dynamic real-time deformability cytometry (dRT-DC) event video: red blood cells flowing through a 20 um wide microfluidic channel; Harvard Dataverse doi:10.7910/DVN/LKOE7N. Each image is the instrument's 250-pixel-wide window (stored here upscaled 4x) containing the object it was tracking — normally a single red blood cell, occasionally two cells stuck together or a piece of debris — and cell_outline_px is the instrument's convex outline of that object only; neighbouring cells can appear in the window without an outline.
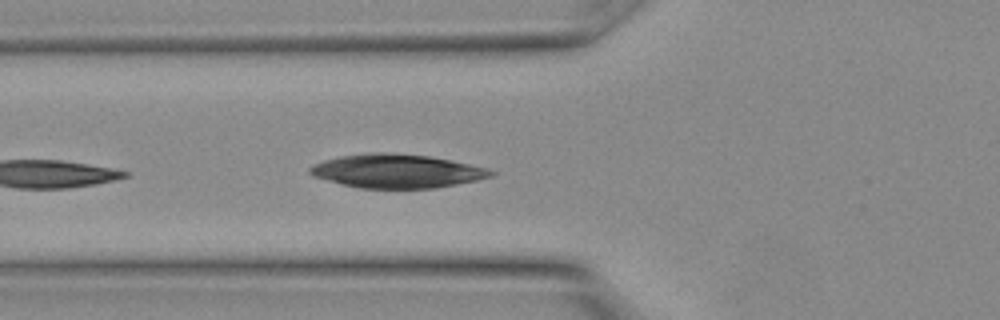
{"species": "Egyptian fruit bat (a non-hibernating species)", "species_latin": "Rousettus aegyptiacus", "temperature_condition": "warm", "stored_images_in_passage": 12, "camera_frame_rate_fps": 3000, "um_per_image_px": 0.085, "animal": {"sex": "female"}, "frame": {"image": 1, "passage_image": 10, "time_ms": 3.0, "image_size_px": [1000, 320], "cell_outline_px": [[496, 172], [492, 176], [476, 180], [456, 184], [432, 188], [360, 188], [312, 176], [308, 172], [308, 168], [312, 164], [324, 160], [340, 156], [368, 152], [384, 152], [428, 156], [468, 164], [484, 168]], "centroid_in_image_um": [33.66, 14.53], "position_along_channel_um": 92.1, "area_um2": 35.14}}
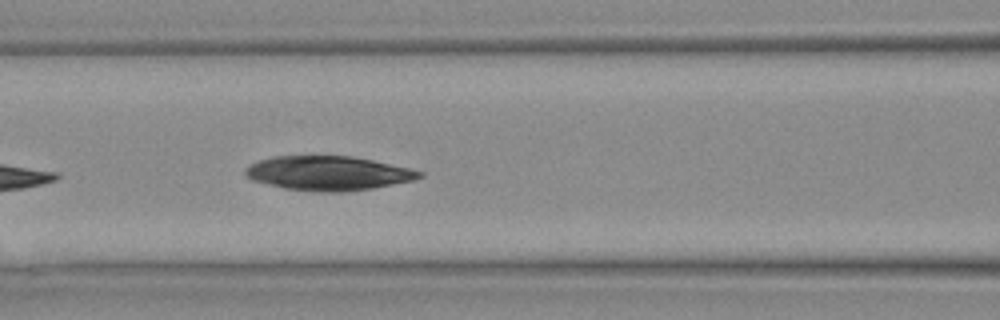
{"frame": {"image": 2, "passage_image": 12, "time_ms": 3.667, "image_size_px": [1000, 320], "cell_outline_px": [[424, 176], [412, 180], [372, 188], [348, 192], [320, 192], [284, 188], [252, 180], [244, 172], [244, 168], [248, 164], [256, 160], [272, 156], [352, 156], [372, 160], [408, 168], [424, 172]], "centroid_in_image_um": [27.85, 14.72], "position_along_channel_um": 138.8, "area_um2": 34.8}}